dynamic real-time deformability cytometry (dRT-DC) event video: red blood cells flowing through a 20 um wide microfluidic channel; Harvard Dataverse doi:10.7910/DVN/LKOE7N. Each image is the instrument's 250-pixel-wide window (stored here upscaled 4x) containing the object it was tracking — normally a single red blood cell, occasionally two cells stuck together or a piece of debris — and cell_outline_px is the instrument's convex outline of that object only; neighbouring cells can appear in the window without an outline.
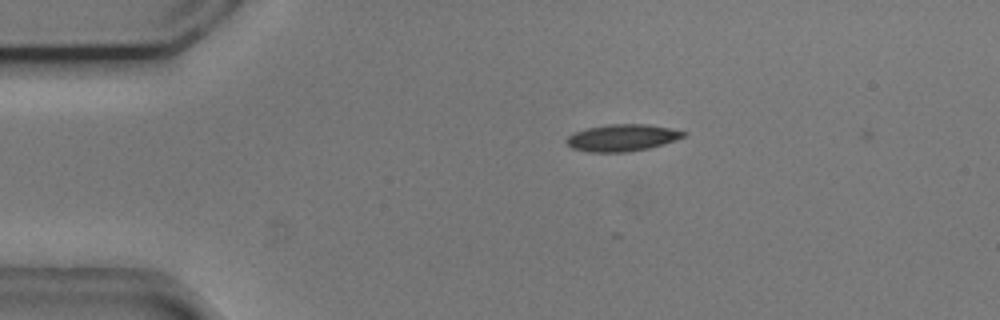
{"species": "common noctule bat (a hibernating species)", "species_latin": "Nyctalus noctula", "temperature_condition": "cold", "stored_images_in_passage": 4, "camera_frame_rate_fps": 3000, "um_per_image_px": 0.085, "animal": {"sex": "male", "body_mass_g": 20.5, "forearm_length_mm": 52.5}, "frame": {"image": 1, "passage_image": 2, "time_ms": 0.333, "image_size_px": [1000, 320], "cell_outline_px": [[688, 136], [648, 148], [624, 152], [588, 152], [572, 148], [564, 140], [568, 136], [576, 132], [588, 128], [608, 124], [648, 124], [688, 132]], "centroid_in_image_um": [52.89, 11.7], "position_along_channel_um": 32.1, "area_um2": 18.21}}